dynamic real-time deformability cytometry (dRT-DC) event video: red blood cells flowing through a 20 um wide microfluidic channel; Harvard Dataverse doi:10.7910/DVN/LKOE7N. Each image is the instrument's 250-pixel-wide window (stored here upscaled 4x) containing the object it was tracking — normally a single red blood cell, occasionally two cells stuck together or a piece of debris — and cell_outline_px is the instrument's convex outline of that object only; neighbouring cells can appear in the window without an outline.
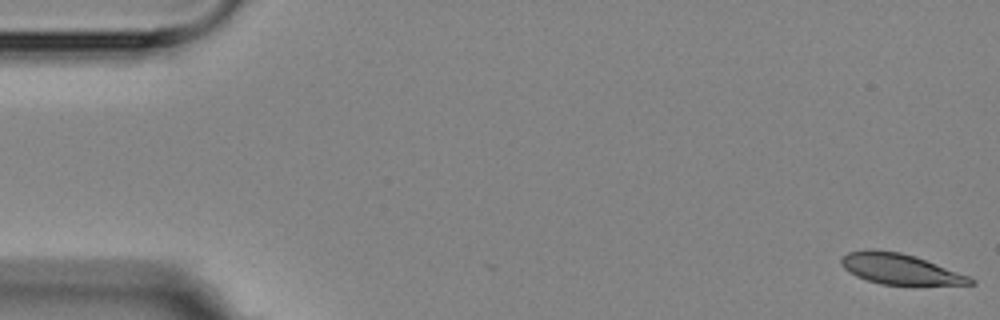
{"species": "Egyptian fruit bat (a non-hibernating species)", "species_latin": "Rousettus aegyptiacus", "temperature_condition": "room temperature", "stored_images_in_passage": 6, "camera_frame_rate_fps": 3000, "um_per_image_px": 0.085, "animal": {"sex": "female"}, "frame": {"image": 1, "passage_image": 1, "time_ms": 0.0, "image_size_px": [1000, 320], "cell_outline_px": [[976, 284], [880, 284], [856, 276], [844, 268], [840, 264], [840, 260], [848, 252], [900, 252], [916, 256], [968, 276], [976, 280]], "centroid_in_image_um": [76.53, 22.89], "position_along_channel_um": 8.5, "area_um2": 21.96}}